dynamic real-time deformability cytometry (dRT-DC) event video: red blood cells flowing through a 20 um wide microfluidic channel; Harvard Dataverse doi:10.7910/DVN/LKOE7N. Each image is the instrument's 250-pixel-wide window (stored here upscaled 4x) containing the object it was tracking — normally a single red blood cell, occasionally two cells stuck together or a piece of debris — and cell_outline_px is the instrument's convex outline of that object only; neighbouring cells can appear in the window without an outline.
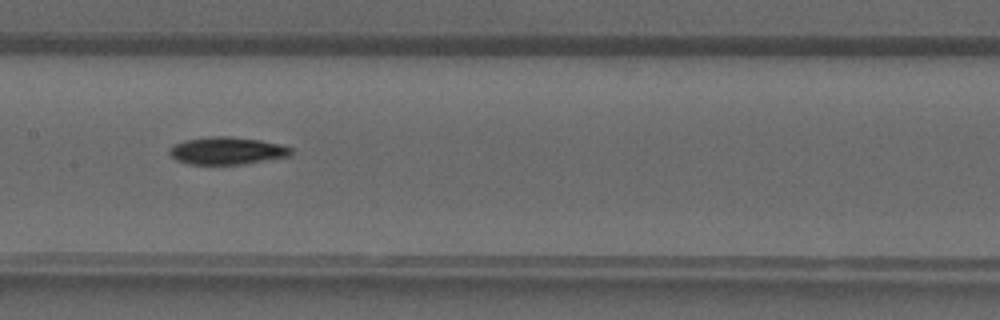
{"species": "common noctule bat (a hibernating species)", "species_latin": "Nyctalus noctula", "temperature_condition": "warm", "stored_images_in_passage": 37, "camera_frame_rate_fps": 3000, "um_per_image_px": 0.085, "animal": {"sex": "male", "forearm_length_mm": 52.5}, "frame": {"image": 1, "passage_image": 17, "time_ms": 5.333, "image_size_px": [1000, 320], "cell_outline_px": [[292, 152], [288, 156], [244, 164], [188, 164], [176, 160], [168, 152], [168, 148], [184, 140], [216, 136], [228, 136], [260, 140], [280, 144], [292, 148]], "centroid_in_image_um": [19.27, 12.81], "position_along_channel_um": 188.1, "area_um2": 19.31}}
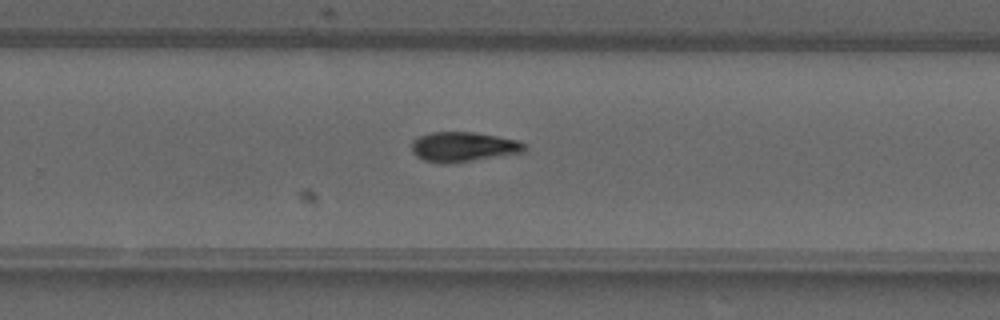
{"frame": {"image": 2, "passage_image": 23, "time_ms": 7.333, "image_size_px": [1000, 320], "cell_outline_px": [[524, 148], [520, 152], [472, 160], [424, 160], [416, 156], [412, 152], [412, 140], [420, 136], [432, 132], [472, 132], [496, 136], [516, 140], [524, 144]], "centroid_in_image_um": [39.34, 12.43], "position_along_channel_um": 290.5, "area_um2": 18.38}}
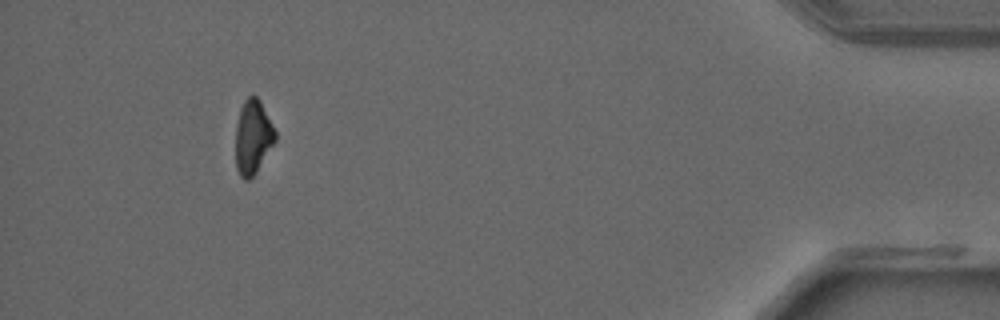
{"frame": {"image": 3, "passage_image": 34, "time_ms": 11.0, "image_size_px": [1000, 320], "cell_outline_px": [[276, 140], [256, 172], [248, 180], [244, 180], [240, 176], [236, 168], [236, 124], [240, 108], [244, 100], [248, 96], [256, 96], [260, 100], [276, 132]], "centroid_in_image_um": [21.49, 11.64], "position_along_channel_um": 413.7, "area_um2": 17.05}}